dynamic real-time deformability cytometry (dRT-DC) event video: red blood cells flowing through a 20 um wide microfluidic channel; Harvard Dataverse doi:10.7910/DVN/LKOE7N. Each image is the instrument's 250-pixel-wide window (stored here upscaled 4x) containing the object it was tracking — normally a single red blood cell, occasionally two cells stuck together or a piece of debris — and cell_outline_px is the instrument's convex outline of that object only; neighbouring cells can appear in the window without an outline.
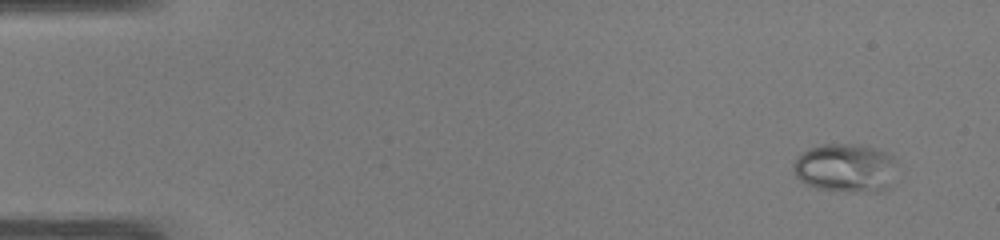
{"species": "common noctule bat (a hibernating species)", "species_latin": "Nyctalus noctula", "temperature_condition": "warm", "stored_images_in_passage": 47, "camera_frame_rate_fps": 3000, "um_per_image_px": 0.085, "animal": {"sex": "male", "body_mass_g": 19.0, "forearm_length_mm": 50.8}, "frame": {"image": 1, "passage_image": 1, "time_ms": 0.0, "image_size_px": [1000, 240], "cell_outline_px": [[896, 164], [888, 188], [884, 192], [844, 192], [816, 188], [800, 180], [792, 172], [792, 164], [808, 148], [824, 144], [860, 144], [876, 148], [892, 156], [896, 160]], "centroid_in_image_um": [71.87, 14.29], "position_along_channel_um": 13.1, "area_um2": 29.65}}
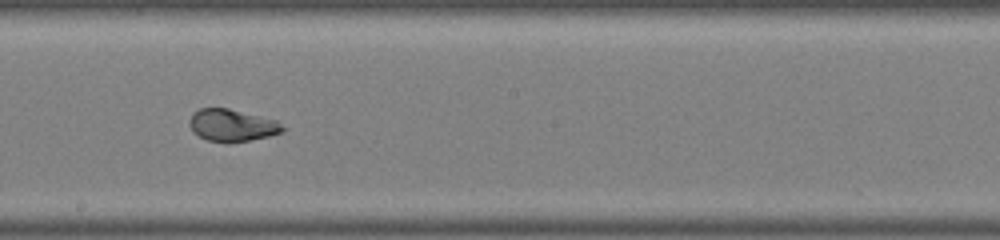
{"frame": {"image": 2, "passage_image": 26, "time_ms": 8.333, "image_size_px": [1000, 240], "cell_outline_px": [[288, 128], [280, 132], [268, 136], [228, 144], [208, 140], [192, 132], [188, 124], [188, 120], [192, 112], [200, 108], [228, 108], [276, 120]], "centroid_in_image_um": [19.68, 10.65], "position_along_channel_um": 228.5, "area_um2": 17.69}}
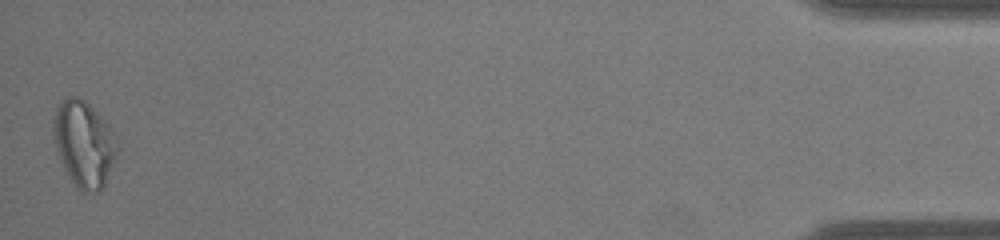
{"frame": {"image": 3, "passage_image": 47, "time_ms": 15.333, "image_size_px": [1000, 240], "cell_outline_px": [[116, 152], [112, 164], [104, 184], [96, 192], [84, 192], [72, 180], [64, 168], [56, 148], [56, 108], [68, 96], [80, 96], [112, 128], [116, 144]], "centroid_in_image_um": [7.16, 12.21], "position_along_channel_um": 428.0, "area_um2": 30.46}, "authors_computed_cell_mechanics": {"area_um2": 22.1952, "velocity_mm_per_s": 4.0998, "shape_relaxation_time_tau1_ms": 7.1896, "shape_relaxation_time_tau2_ms": null, "deformation_change_tau1": 0.2554, "deformation_change_tau2": null}}